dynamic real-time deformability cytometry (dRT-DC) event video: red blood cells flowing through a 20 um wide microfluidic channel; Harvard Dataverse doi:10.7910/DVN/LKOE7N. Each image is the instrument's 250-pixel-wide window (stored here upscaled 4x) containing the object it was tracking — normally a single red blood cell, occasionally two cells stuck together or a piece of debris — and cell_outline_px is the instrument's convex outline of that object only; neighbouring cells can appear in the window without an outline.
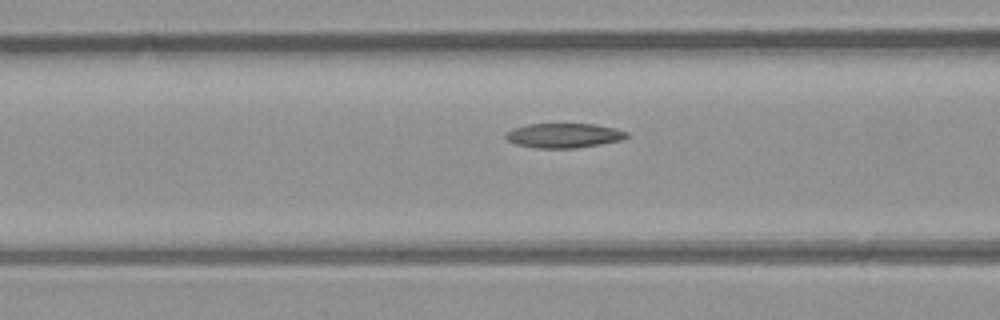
{"species": "common noctule bat (a hibernating species)", "species_latin": "Nyctalus noctula", "temperature_condition": "room temperature", "stored_images_in_passage": 6, "camera_frame_rate_fps": 3000, "um_per_image_px": 0.085, "animal": {"sex": "male", "body_mass_g": 23.1, "forearm_length_mm": 52.7}, "frame": {"image": 1, "passage_image": 4, "time_ms": 1.0, "image_size_px": [1000, 320], "cell_outline_px": [[628, 136], [620, 140], [600, 144], [576, 148], [532, 148], [516, 144], [508, 140], [504, 136], [512, 128], [528, 124], [596, 124], [616, 128], [628, 132]], "centroid_in_image_um": [47.92, 11.51], "position_along_channel_um": 118.7, "area_um2": 17.34}}